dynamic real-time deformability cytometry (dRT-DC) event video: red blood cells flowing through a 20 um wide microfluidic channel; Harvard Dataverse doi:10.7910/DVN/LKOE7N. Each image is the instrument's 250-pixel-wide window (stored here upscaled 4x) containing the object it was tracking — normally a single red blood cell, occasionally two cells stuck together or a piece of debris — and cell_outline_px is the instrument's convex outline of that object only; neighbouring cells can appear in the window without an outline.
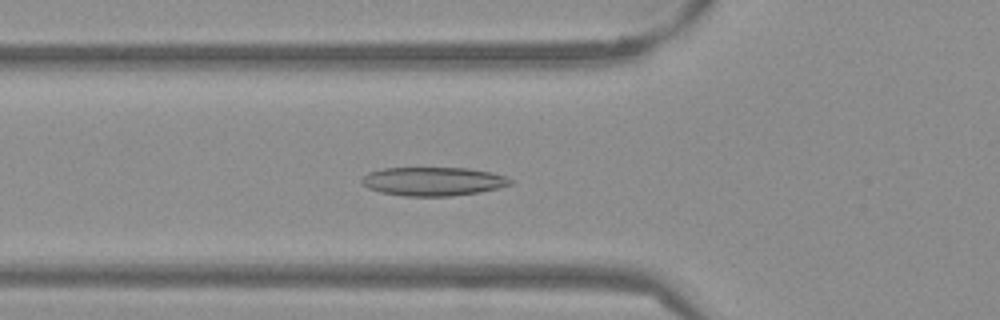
{"species": "Egyptian fruit bat (a non-hibernating species)", "species_latin": "Rousettus aegyptiacus", "temperature_condition": "warm", "stored_images_in_passage": 52, "camera_frame_rate_fps": 3000, "um_per_image_px": 0.085, "frame": {"image": 1, "passage_image": 18, "time_ms": 5.667, "image_size_px": [1000, 320], "cell_outline_px": [[512, 184], [480, 192], [452, 196], [404, 196], [380, 192], [368, 188], [360, 180], [368, 172], [384, 168], [468, 168], [492, 172], [504, 176], [512, 180]], "centroid_in_image_um": [36.81, 15.42], "position_along_channel_um": 89.0, "area_um2": 24.8}}
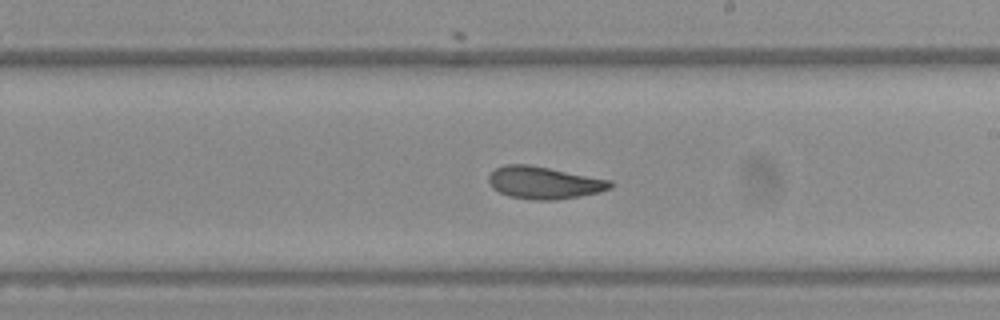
{"frame": {"image": 2, "passage_image": 30, "time_ms": 9.667, "image_size_px": [1000, 320], "cell_outline_px": [[616, 184], [612, 188], [600, 192], [580, 196], [556, 200], [532, 200], [508, 196], [492, 188], [488, 180], [488, 176], [496, 168], [504, 164], [528, 164], [612, 180]], "centroid_in_image_um": [46.27, 15.53], "position_along_channel_um": 242.7, "area_um2": 23.12}}
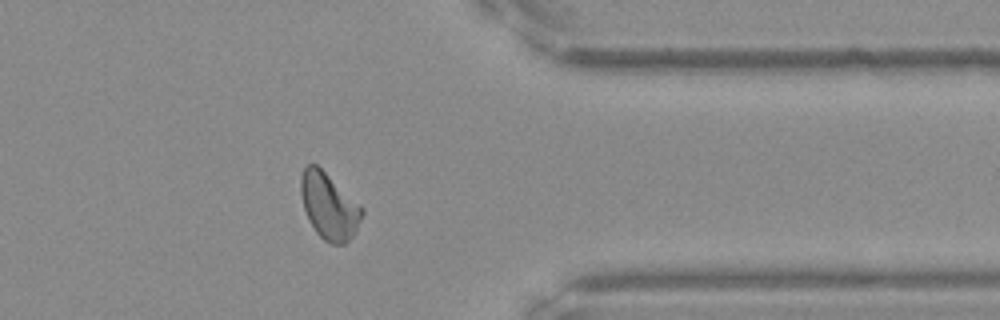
{"frame": {"image": 3, "passage_image": 42, "time_ms": 13.667, "image_size_px": [1000, 320], "cell_outline_px": [[364, 212], [356, 232], [344, 244], [332, 244], [324, 240], [316, 232], [308, 220], [304, 208], [300, 192], [300, 176], [304, 168], [308, 164], [316, 164], [360, 204], [364, 208]], "centroid_in_image_um": [27.97, 17.53], "position_along_channel_um": 383.4, "area_um2": 23.58}, "authors_computed_cell_mechanics": {"area_um2": 23.6691, "velocity_mm_per_s": 3.8292, "shape_relaxation_time_tau1_ms": 7.351, "shape_relaxation_time_tau2_ms": 1.9106, "deformation_change_tau1": 0.1744, "deformation_change_tau2": 0.0848}}